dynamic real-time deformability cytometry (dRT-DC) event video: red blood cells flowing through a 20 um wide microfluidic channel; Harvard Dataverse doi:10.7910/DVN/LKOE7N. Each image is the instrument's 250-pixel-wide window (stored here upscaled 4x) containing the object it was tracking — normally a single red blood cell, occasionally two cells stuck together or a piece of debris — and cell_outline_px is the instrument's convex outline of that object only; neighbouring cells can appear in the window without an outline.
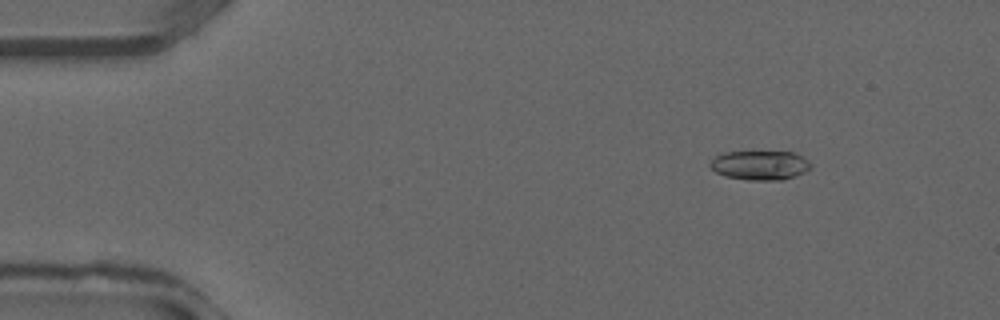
{"species": "common noctule bat (a hibernating species)", "species_latin": "Nyctalus noctula", "temperature_condition": "warm", "stored_images_in_passage": 34, "camera_frame_rate_fps": 3000, "um_per_image_px": 0.085, "animal": {"sex": "male", "forearm_length_mm": 52.5}, "frame": {"image": 1, "passage_image": 2, "time_ms": 0.333, "image_size_px": [1000, 320], "cell_outline_px": [[812, 168], [796, 176], [784, 180], [748, 180], [724, 176], [716, 172], [708, 164], [720, 152], [792, 152], [808, 160], [812, 164]], "centroid_in_image_um": [64.6, 14.05], "position_along_channel_um": 20.4, "area_um2": 17.28}}
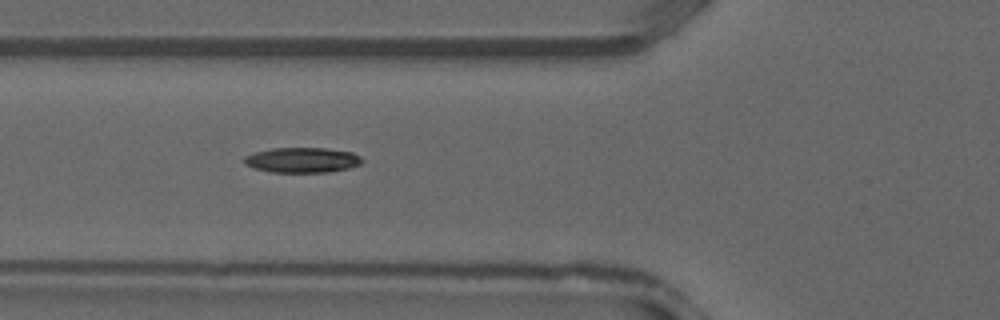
{"frame": {"image": 2, "passage_image": 11, "time_ms": 3.333, "image_size_px": [1000, 320], "cell_outline_px": [[364, 160], [360, 164], [348, 168], [328, 172], [272, 172], [252, 168], [244, 164], [244, 156], [256, 152], [272, 148], [328, 148], [352, 152], [360, 156]], "centroid_in_image_um": [25.68, 13.6], "position_along_channel_um": 100.1, "area_um2": 17.34}}
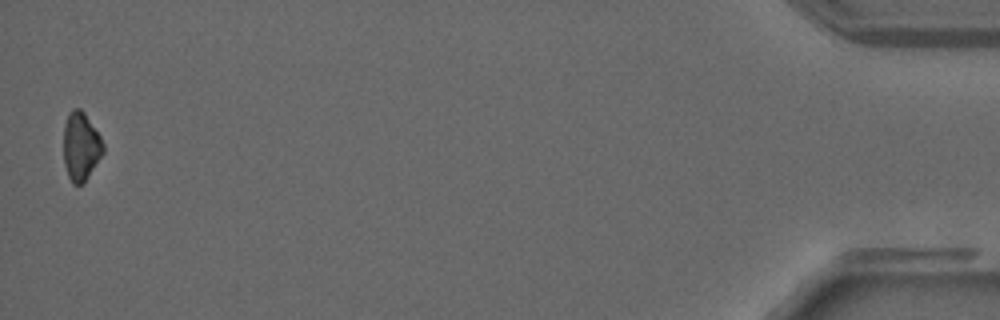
{"frame": {"image": 3, "passage_image": 34, "time_ms": 11.0, "image_size_px": [1000, 320], "cell_outline_px": [[104, 152], [84, 184], [72, 184], [68, 176], [64, 164], [64, 124], [68, 112], [72, 108], [80, 108], [84, 112], [100, 136], [104, 144]], "centroid_in_image_um": [6.87, 12.45], "position_along_channel_um": 428.3, "area_um2": 15.95}}